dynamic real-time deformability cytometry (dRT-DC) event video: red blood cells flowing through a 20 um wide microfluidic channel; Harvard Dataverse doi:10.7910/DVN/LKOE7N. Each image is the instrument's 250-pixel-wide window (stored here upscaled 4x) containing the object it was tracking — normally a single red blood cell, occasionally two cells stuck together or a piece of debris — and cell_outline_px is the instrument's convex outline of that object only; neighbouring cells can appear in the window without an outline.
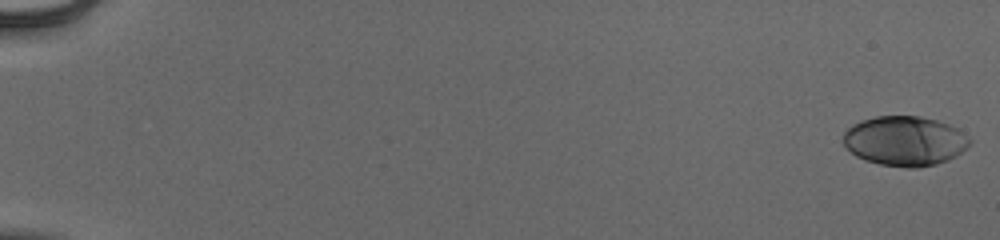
{"species": "human", "species_latin": "Homo sapiens", "temperature_condition": "cold", "stored_images_in_passage": 55, "camera_frame_rate_fps": 3000, "um_per_image_px": 0.085, "donor": {"sex": "male"}, "frame": {"image": 1, "passage_image": 1, "time_ms": 0.0, "image_size_px": [1000, 240], "cell_outline_px": [[972, 144], [968, 148], [956, 156], [948, 160], [936, 164], [916, 168], [908, 168], [880, 164], [864, 160], [856, 156], [844, 144], [844, 132], [852, 124], [860, 120], [876, 116], [920, 116], [936, 120], [960, 128], [972, 140]], "centroid_in_image_um": [76.96, 11.98], "position_along_channel_um": 8.0, "area_um2": 36.99}}
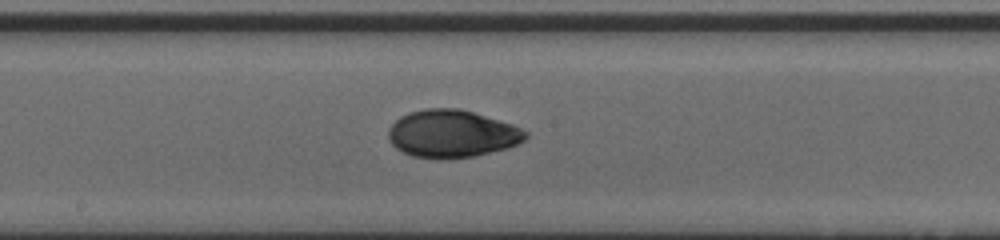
{"frame": {"image": 2, "passage_image": 32, "time_ms": 10.333, "image_size_px": [1000, 240], "cell_outline_px": [[528, 136], [524, 140], [508, 148], [472, 156], [448, 160], [440, 160], [412, 156], [396, 148], [388, 140], [388, 128], [400, 116], [408, 112], [424, 108], [460, 108], [512, 124], [528, 132]], "centroid_in_image_um": [38.38, 11.37], "position_along_channel_um": 209.8, "area_um2": 38.32}}
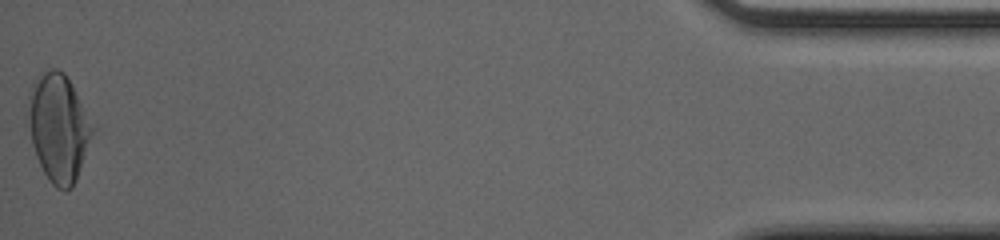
{"frame": {"image": 3, "passage_image": 55, "time_ms": 18.0, "image_size_px": [1000, 240], "cell_outline_px": [[96, 128], [72, 188], [68, 192], [64, 192], [56, 188], [52, 184], [44, 172], [36, 156], [24, 124], [24, 120], [28, 96], [32, 80], [44, 68], [56, 68], [64, 72]], "centroid_in_image_um": [4.91, 10.81], "position_along_channel_um": 430.3, "area_um2": 41.56}, "authors_computed_cell_mechanics": {"area_um2": 36.992, "velocity_mm_per_s": 3.9404, "shape_relaxation_time_tau1_ms": 6.2481, "shape_relaxation_time_tau2_ms": 1.3468, "deformation_change_tau1": 0.2011, "deformation_change_tau2": 0.0446}}